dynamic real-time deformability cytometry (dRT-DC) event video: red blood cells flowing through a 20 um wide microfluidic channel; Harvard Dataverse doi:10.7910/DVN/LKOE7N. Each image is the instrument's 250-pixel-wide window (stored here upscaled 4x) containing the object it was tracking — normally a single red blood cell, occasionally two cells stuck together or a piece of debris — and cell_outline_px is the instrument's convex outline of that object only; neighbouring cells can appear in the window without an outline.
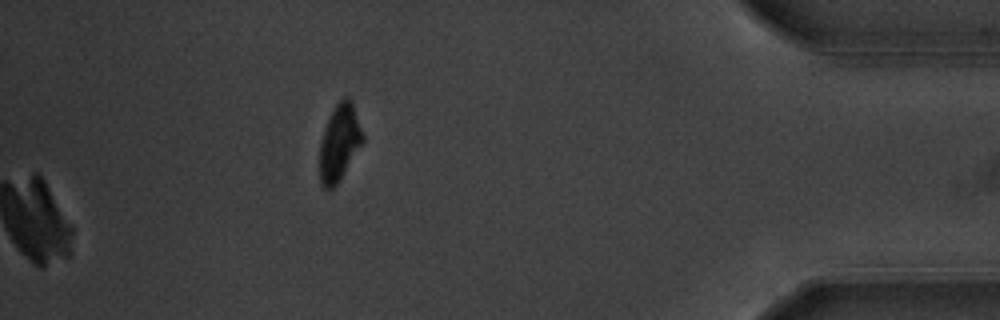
{"species": "common noctule bat (a hibernating species)", "species_latin": "Nyctalus noctula", "temperature_condition": "warm", "stored_images_in_passage": 54, "camera_frame_rate_fps": 3000, "um_per_image_px": 0.085, "animal": {"sex": "male", "body_mass_g": 20.1, "forearm_length_mm": 53.5}, "frame": {"image": 1, "passage_image": 54, "time_ms": 17.667, "image_size_px": [1000, 320], "cell_outline_px": [[364, 140], [340, 180], [332, 188], [324, 188], [320, 184], [320, 140], [328, 120], [336, 104], [344, 96], [348, 96], [352, 100], [364, 136]], "centroid_in_image_um": [28.86, 12.11], "position_along_channel_um": 406.3, "area_um2": 19.02}}